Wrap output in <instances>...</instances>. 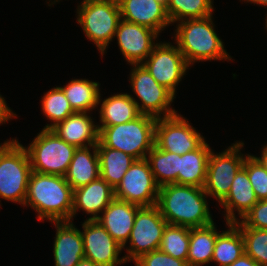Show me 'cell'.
Wrapping results in <instances>:
<instances>
[{
	"instance_id": "obj_17",
	"label": "cell",
	"mask_w": 267,
	"mask_h": 266,
	"mask_svg": "<svg viewBox=\"0 0 267 266\" xmlns=\"http://www.w3.org/2000/svg\"><path fill=\"white\" fill-rule=\"evenodd\" d=\"M115 199V189L104 179L98 177L86 186L73 190V208L71 220L76 212L82 209L96 220L105 208Z\"/></svg>"
},
{
	"instance_id": "obj_8",
	"label": "cell",
	"mask_w": 267,
	"mask_h": 266,
	"mask_svg": "<svg viewBox=\"0 0 267 266\" xmlns=\"http://www.w3.org/2000/svg\"><path fill=\"white\" fill-rule=\"evenodd\" d=\"M232 145L219 154L211 151L208 158L206 182L203 188L208 197L215 198L219 203L226 198L235 175L243 167L247 157L240 152L244 146L243 142L239 141Z\"/></svg>"
},
{
	"instance_id": "obj_15",
	"label": "cell",
	"mask_w": 267,
	"mask_h": 266,
	"mask_svg": "<svg viewBox=\"0 0 267 266\" xmlns=\"http://www.w3.org/2000/svg\"><path fill=\"white\" fill-rule=\"evenodd\" d=\"M158 35V32L149 27L121 19L115 37H117L118 46L126 61L130 65H140L157 45L153 41Z\"/></svg>"
},
{
	"instance_id": "obj_34",
	"label": "cell",
	"mask_w": 267,
	"mask_h": 266,
	"mask_svg": "<svg viewBox=\"0 0 267 266\" xmlns=\"http://www.w3.org/2000/svg\"><path fill=\"white\" fill-rule=\"evenodd\" d=\"M242 168L247 172L257 199H267V171L264 167L252 155L247 154Z\"/></svg>"
},
{
	"instance_id": "obj_18",
	"label": "cell",
	"mask_w": 267,
	"mask_h": 266,
	"mask_svg": "<svg viewBox=\"0 0 267 266\" xmlns=\"http://www.w3.org/2000/svg\"><path fill=\"white\" fill-rule=\"evenodd\" d=\"M139 208L138 205L114 199L96 220L124 248Z\"/></svg>"
},
{
	"instance_id": "obj_35",
	"label": "cell",
	"mask_w": 267,
	"mask_h": 266,
	"mask_svg": "<svg viewBox=\"0 0 267 266\" xmlns=\"http://www.w3.org/2000/svg\"><path fill=\"white\" fill-rule=\"evenodd\" d=\"M136 266H189L187 261L176 259L160 249L142 255L135 261Z\"/></svg>"
},
{
	"instance_id": "obj_43",
	"label": "cell",
	"mask_w": 267,
	"mask_h": 266,
	"mask_svg": "<svg viewBox=\"0 0 267 266\" xmlns=\"http://www.w3.org/2000/svg\"><path fill=\"white\" fill-rule=\"evenodd\" d=\"M158 2L167 10L169 0H158Z\"/></svg>"
},
{
	"instance_id": "obj_23",
	"label": "cell",
	"mask_w": 267,
	"mask_h": 266,
	"mask_svg": "<svg viewBox=\"0 0 267 266\" xmlns=\"http://www.w3.org/2000/svg\"><path fill=\"white\" fill-rule=\"evenodd\" d=\"M206 141L196 150L179 155L178 185L203 188L210 152Z\"/></svg>"
},
{
	"instance_id": "obj_5",
	"label": "cell",
	"mask_w": 267,
	"mask_h": 266,
	"mask_svg": "<svg viewBox=\"0 0 267 266\" xmlns=\"http://www.w3.org/2000/svg\"><path fill=\"white\" fill-rule=\"evenodd\" d=\"M77 13V23L103 56L107 46L114 39L121 20L118 1L83 0L77 8Z\"/></svg>"
},
{
	"instance_id": "obj_21",
	"label": "cell",
	"mask_w": 267,
	"mask_h": 266,
	"mask_svg": "<svg viewBox=\"0 0 267 266\" xmlns=\"http://www.w3.org/2000/svg\"><path fill=\"white\" fill-rule=\"evenodd\" d=\"M258 202L249 181L247 172L241 168L233 179L226 198L220 203L226 211V223H235L238 219L234 211L237 210L240 219Z\"/></svg>"
},
{
	"instance_id": "obj_31",
	"label": "cell",
	"mask_w": 267,
	"mask_h": 266,
	"mask_svg": "<svg viewBox=\"0 0 267 266\" xmlns=\"http://www.w3.org/2000/svg\"><path fill=\"white\" fill-rule=\"evenodd\" d=\"M190 240V228L167 225L159 249L170 256L187 261Z\"/></svg>"
},
{
	"instance_id": "obj_11",
	"label": "cell",
	"mask_w": 267,
	"mask_h": 266,
	"mask_svg": "<svg viewBox=\"0 0 267 266\" xmlns=\"http://www.w3.org/2000/svg\"><path fill=\"white\" fill-rule=\"evenodd\" d=\"M159 188L148 160H135L115 188V199L140 207L154 206Z\"/></svg>"
},
{
	"instance_id": "obj_32",
	"label": "cell",
	"mask_w": 267,
	"mask_h": 266,
	"mask_svg": "<svg viewBox=\"0 0 267 266\" xmlns=\"http://www.w3.org/2000/svg\"><path fill=\"white\" fill-rule=\"evenodd\" d=\"M41 102L43 113L53 122L47 124L43 129H51L74 113L63 90L57 86L44 94Z\"/></svg>"
},
{
	"instance_id": "obj_7",
	"label": "cell",
	"mask_w": 267,
	"mask_h": 266,
	"mask_svg": "<svg viewBox=\"0 0 267 266\" xmlns=\"http://www.w3.org/2000/svg\"><path fill=\"white\" fill-rule=\"evenodd\" d=\"M31 173L27 151L16 139L0 155V198L24 206Z\"/></svg>"
},
{
	"instance_id": "obj_36",
	"label": "cell",
	"mask_w": 267,
	"mask_h": 266,
	"mask_svg": "<svg viewBox=\"0 0 267 266\" xmlns=\"http://www.w3.org/2000/svg\"><path fill=\"white\" fill-rule=\"evenodd\" d=\"M240 222L248 228L267 229V199L258 200Z\"/></svg>"
},
{
	"instance_id": "obj_2",
	"label": "cell",
	"mask_w": 267,
	"mask_h": 266,
	"mask_svg": "<svg viewBox=\"0 0 267 266\" xmlns=\"http://www.w3.org/2000/svg\"><path fill=\"white\" fill-rule=\"evenodd\" d=\"M24 205L35 209L40 221H70L73 189L65 176L32 171Z\"/></svg>"
},
{
	"instance_id": "obj_4",
	"label": "cell",
	"mask_w": 267,
	"mask_h": 266,
	"mask_svg": "<svg viewBox=\"0 0 267 266\" xmlns=\"http://www.w3.org/2000/svg\"><path fill=\"white\" fill-rule=\"evenodd\" d=\"M157 118L141 114L136 119L114 126H98L99 141L112 149L131 155L136 160L147 158L155 146Z\"/></svg>"
},
{
	"instance_id": "obj_1",
	"label": "cell",
	"mask_w": 267,
	"mask_h": 266,
	"mask_svg": "<svg viewBox=\"0 0 267 266\" xmlns=\"http://www.w3.org/2000/svg\"><path fill=\"white\" fill-rule=\"evenodd\" d=\"M204 188L166 184L160 186L156 206L169 225L204 227L214 221Z\"/></svg>"
},
{
	"instance_id": "obj_37",
	"label": "cell",
	"mask_w": 267,
	"mask_h": 266,
	"mask_svg": "<svg viewBox=\"0 0 267 266\" xmlns=\"http://www.w3.org/2000/svg\"><path fill=\"white\" fill-rule=\"evenodd\" d=\"M16 114L7 106L5 99L0 95V124L15 117Z\"/></svg>"
},
{
	"instance_id": "obj_39",
	"label": "cell",
	"mask_w": 267,
	"mask_h": 266,
	"mask_svg": "<svg viewBox=\"0 0 267 266\" xmlns=\"http://www.w3.org/2000/svg\"><path fill=\"white\" fill-rule=\"evenodd\" d=\"M261 157L252 155L267 171V145L262 148Z\"/></svg>"
},
{
	"instance_id": "obj_41",
	"label": "cell",
	"mask_w": 267,
	"mask_h": 266,
	"mask_svg": "<svg viewBox=\"0 0 267 266\" xmlns=\"http://www.w3.org/2000/svg\"><path fill=\"white\" fill-rule=\"evenodd\" d=\"M244 2L247 1L248 3H254V4H258V5H263L267 7V0H243Z\"/></svg>"
},
{
	"instance_id": "obj_29",
	"label": "cell",
	"mask_w": 267,
	"mask_h": 266,
	"mask_svg": "<svg viewBox=\"0 0 267 266\" xmlns=\"http://www.w3.org/2000/svg\"><path fill=\"white\" fill-rule=\"evenodd\" d=\"M146 158L159 186L178 184L179 155L159 149L156 145Z\"/></svg>"
},
{
	"instance_id": "obj_10",
	"label": "cell",
	"mask_w": 267,
	"mask_h": 266,
	"mask_svg": "<svg viewBox=\"0 0 267 266\" xmlns=\"http://www.w3.org/2000/svg\"><path fill=\"white\" fill-rule=\"evenodd\" d=\"M167 225L156 205L140 207L129 237L130 247L126 248L125 260L135 262L142 255L159 249Z\"/></svg>"
},
{
	"instance_id": "obj_38",
	"label": "cell",
	"mask_w": 267,
	"mask_h": 266,
	"mask_svg": "<svg viewBox=\"0 0 267 266\" xmlns=\"http://www.w3.org/2000/svg\"><path fill=\"white\" fill-rule=\"evenodd\" d=\"M228 266H260L254 259L249 257L246 253H244L241 257H239L236 261H234L231 265Z\"/></svg>"
},
{
	"instance_id": "obj_25",
	"label": "cell",
	"mask_w": 267,
	"mask_h": 266,
	"mask_svg": "<svg viewBox=\"0 0 267 266\" xmlns=\"http://www.w3.org/2000/svg\"><path fill=\"white\" fill-rule=\"evenodd\" d=\"M96 146L100 177L115 189L136 159L120 150L105 147L100 141Z\"/></svg>"
},
{
	"instance_id": "obj_42",
	"label": "cell",
	"mask_w": 267,
	"mask_h": 266,
	"mask_svg": "<svg viewBox=\"0 0 267 266\" xmlns=\"http://www.w3.org/2000/svg\"><path fill=\"white\" fill-rule=\"evenodd\" d=\"M15 139L5 141L3 144L0 145V155L3 151L14 141Z\"/></svg>"
},
{
	"instance_id": "obj_26",
	"label": "cell",
	"mask_w": 267,
	"mask_h": 266,
	"mask_svg": "<svg viewBox=\"0 0 267 266\" xmlns=\"http://www.w3.org/2000/svg\"><path fill=\"white\" fill-rule=\"evenodd\" d=\"M214 222L204 227L190 228L187 263L189 266H202L212 262L214 245L219 234Z\"/></svg>"
},
{
	"instance_id": "obj_33",
	"label": "cell",
	"mask_w": 267,
	"mask_h": 266,
	"mask_svg": "<svg viewBox=\"0 0 267 266\" xmlns=\"http://www.w3.org/2000/svg\"><path fill=\"white\" fill-rule=\"evenodd\" d=\"M244 238L245 253L260 266H267V229L245 227L240 219L234 223Z\"/></svg>"
},
{
	"instance_id": "obj_3",
	"label": "cell",
	"mask_w": 267,
	"mask_h": 266,
	"mask_svg": "<svg viewBox=\"0 0 267 266\" xmlns=\"http://www.w3.org/2000/svg\"><path fill=\"white\" fill-rule=\"evenodd\" d=\"M212 17L211 15L178 22L175 40L189 66L197 61L231 60L222 40L215 32Z\"/></svg>"
},
{
	"instance_id": "obj_30",
	"label": "cell",
	"mask_w": 267,
	"mask_h": 266,
	"mask_svg": "<svg viewBox=\"0 0 267 266\" xmlns=\"http://www.w3.org/2000/svg\"><path fill=\"white\" fill-rule=\"evenodd\" d=\"M212 0H169L166 10L168 18L173 24L186 19L211 16L213 12Z\"/></svg>"
},
{
	"instance_id": "obj_13",
	"label": "cell",
	"mask_w": 267,
	"mask_h": 266,
	"mask_svg": "<svg viewBox=\"0 0 267 266\" xmlns=\"http://www.w3.org/2000/svg\"><path fill=\"white\" fill-rule=\"evenodd\" d=\"M142 65L158 84L166 87L174 95L176 85L189 67L178 46H173L170 42L157 43Z\"/></svg>"
},
{
	"instance_id": "obj_12",
	"label": "cell",
	"mask_w": 267,
	"mask_h": 266,
	"mask_svg": "<svg viewBox=\"0 0 267 266\" xmlns=\"http://www.w3.org/2000/svg\"><path fill=\"white\" fill-rule=\"evenodd\" d=\"M204 142V137L180 114L156 120L155 145L161 150L183 155Z\"/></svg>"
},
{
	"instance_id": "obj_27",
	"label": "cell",
	"mask_w": 267,
	"mask_h": 266,
	"mask_svg": "<svg viewBox=\"0 0 267 266\" xmlns=\"http://www.w3.org/2000/svg\"><path fill=\"white\" fill-rule=\"evenodd\" d=\"M99 85L88 79H73L60 88L74 112H90L101 103Z\"/></svg>"
},
{
	"instance_id": "obj_19",
	"label": "cell",
	"mask_w": 267,
	"mask_h": 266,
	"mask_svg": "<svg viewBox=\"0 0 267 266\" xmlns=\"http://www.w3.org/2000/svg\"><path fill=\"white\" fill-rule=\"evenodd\" d=\"M51 130L59 138L77 148L92 147L99 142L98 126L87 112H74Z\"/></svg>"
},
{
	"instance_id": "obj_22",
	"label": "cell",
	"mask_w": 267,
	"mask_h": 266,
	"mask_svg": "<svg viewBox=\"0 0 267 266\" xmlns=\"http://www.w3.org/2000/svg\"><path fill=\"white\" fill-rule=\"evenodd\" d=\"M92 148L93 154L90 152ZM77 148L70 162L65 179L73 190L86 186L100 177L97 146Z\"/></svg>"
},
{
	"instance_id": "obj_24",
	"label": "cell",
	"mask_w": 267,
	"mask_h": 266,
	"mask_svg": "<svg viewBox=\"0 0 267 266\" xmlns=\"http://www.w3.org/2000/svg\"><path fill=\"white\" fill-rule=\"evenodd\" d=\"M100 123L97 126H114L130 122L141 115L132 95L120 93L103 100L99 109Z\"/></svg>"
},
{
	"instance_id": "obj_14",
	"label": "cell",
	"mask_w": 267,
	"mask_h": 266,
	"mask_svg": "<svg viewBox=\"0 0 267 266\" xmlns=\"http://www.w3.org/2000/svg\"><path fill=\"white\" fill-rule=\"evenodd\" d=\"M84 257L99 266H117L126 263L125 257L119 258L123 247L113 239L97 220L84 221L82 224Z\"/></svg>"
},
{
	"instance_id": "obj_16",
	"label": "cell",
	"mask_w": 267,
	"mask_h": 266,
	"mask_svg": "<svg viewBox=\"0 0 267 266\" xmlns=\"http://www.w3.org/2000/svg\"><path fill=\"white\" fill-rule=\"evenodd\" d=\"M121 19L160 33L171 22L158 0H119Z\"/></svg>"
},
{
	"instance_id": "obj_40",
	"label": "cell",
	"mask_w": 267,
	"mask_h": 266,
	"mask_svg": "<svg viewBox=\"0 0 267 266\" xmlns=\"http://www.w3.org/2000/svg\"><path fill=\"white\" fill-rule=\"evenodd\" d=\"M75 266H99V265L94 263L92 260L87 259V258L84 257Z\"/></svg>"
},
{
	"instance_id": "obj_28",
	"label": "cell",
	"mask_w": 267,
	"mask_h": 266,
	"mask_svg": "<svg viewBox=\"0 0 267 266\" xmlns=\"http://www.w3.org/2000/svg\"><path fill=\"white\" fill-rule=\"evenodd\" d=\"M227 231L219 233L214 245L212 261L219 266H228L245 253L241 230L234 223H226Z\"/></svg>"
},
{
	"instance_id": "obj_6",
	"label": "cell",
	"mask_w": 267,
	"mask_h": 266,
	"mask_svg": "<svg viewBox=\"0 0 267 266\" xmlns=\"http://www.w3.org/2000/svg\"><path fill=\"white\" fill-rule=\"evenodd\" d=\"M25 149L33 172L65 176L77 147L43 129Z\"/></svg>"
},
{
	"instance_id": "obj_20",
	"label": "cell",
	"mask_w": 267,
	"mask_h": 266,
	"mask_svg": "<svg viewBox=\"0 0 267 266\" xmlns=\"http://www.w3.org/2000/svg\"><path fill=\"white\" fill-rule=\"evenodd\" d=\"M56 227L54 239L55 266H75L84 258V246L81 231L72 221H53Z\"/></svg>"
},
{
	"instance_id": "obj_9",
	"label": "cell",
	"mask_w": 267,
	"mask_h": 266,
	"mask_svg": "<svg viewBox=\"0 0 267 266\" xmlns=\"http://www.w3.org/2000/svg\"><path fill=\"white\" fill-rule=\"evenodd\" d=\"M133 67L130 82L133 92L141 100L139 104L133 97L139 112L155 118L176 115L177 111L170 108L175 95L166 87L158 84L142 64L133 65Z\"/></svg>"
}]
</instances>
